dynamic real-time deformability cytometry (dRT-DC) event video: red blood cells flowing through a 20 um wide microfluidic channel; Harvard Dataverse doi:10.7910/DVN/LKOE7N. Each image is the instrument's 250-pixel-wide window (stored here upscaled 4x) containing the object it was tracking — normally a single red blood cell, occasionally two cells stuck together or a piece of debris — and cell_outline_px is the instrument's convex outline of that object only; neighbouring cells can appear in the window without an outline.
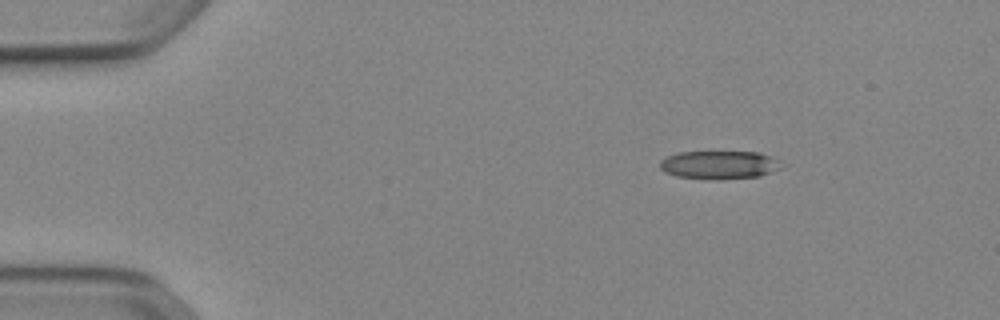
{"species": "Egyptian fruit bat (a non-hibernating species)", "species_latin": "Rousettus aegyptiacus", "temperature_condition": "cold", "stored_images_in_passage": 45, "camera_frame_rate_fps": 3000, "um_per_image_px": 0.085, "animal": {"sex": "female"}, "frame": {"image": 1, "passage_image": 1, "time_ms": 0.0, "image_size_px": [1000, 320], "cell_outline_px": [[772, 156], [768, 172], [760, 176], [676, 176], [664, 172], [660, 168], [660, 160], [676, 152], [760, 152]], "centroid_in_image_um": [60.9, 13.94], "position_along_channel_um": 24.1, "area_um2": 17.98}}
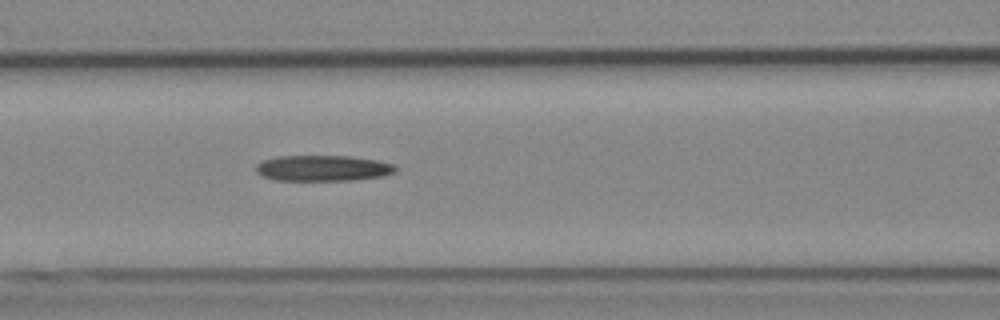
{"frame": {"image": 2, "passage_image": 16, "time_ms": 5.0, "image_size_px": [1000, 320], "cell_outline_px": [[396, 172], [384, 176], [356, 180], [276, 180], [264, 176], [256, 172], [256, 164], [264, 160], [276, 156], [352, 156], [376, 160], [392, 164], [396, 168]], "centroid_in_image_um": [27.46, 14.29], "position_along_channel_um": 139.1, "area_um2": 20.98}}
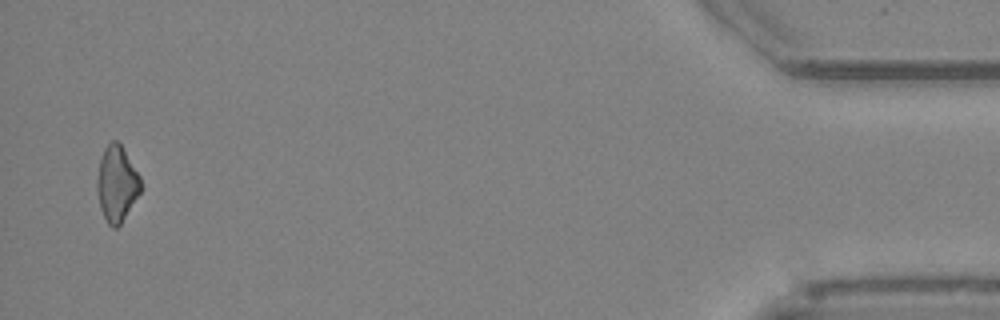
{"frame": {"image": 3, "passage_image": 44, "time_ms": 14.333, "image_size_px": [1000, 320], "cell_outline_px": [[140, 192], [120, 224], [116, 228], [112, 228], [108, 224], [100, 208], [96, 188], [96, 180], [100, 160], [104, 148], [112, 140], [116, 140], [120, 144], [140, 176]], "centroid_in_image_um": [9.9, 15.62], "position_along_channel_um": 425.3, "area_um2": 18.96}}